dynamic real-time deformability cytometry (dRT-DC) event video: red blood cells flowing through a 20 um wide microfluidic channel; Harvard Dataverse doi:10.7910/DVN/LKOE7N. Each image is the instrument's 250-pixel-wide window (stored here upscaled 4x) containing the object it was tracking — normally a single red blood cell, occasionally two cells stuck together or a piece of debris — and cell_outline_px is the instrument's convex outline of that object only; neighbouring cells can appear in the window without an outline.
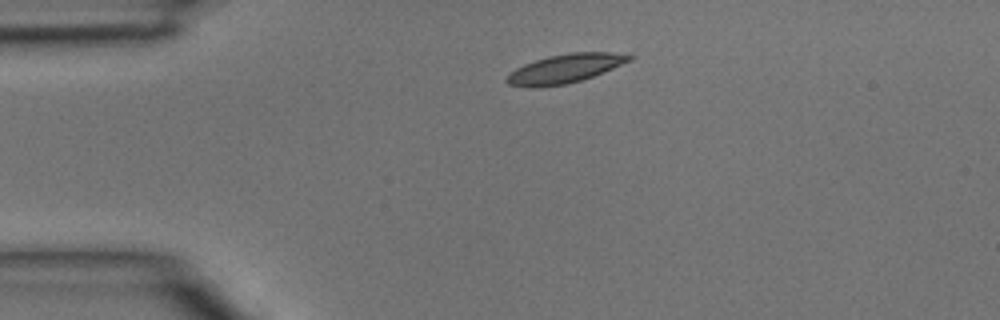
{"species": "common noctule bat (a hibernating species)", "species_latin": "Nyctalus noctula", "temperature_condition": "room temperature", "stored_images_in_passage": 3, "camera_frame_rate_fps": 3000, "um_per_image_px": 0.085, "animal": {"sex": "male", "body_mass_g": 15.6}, "frame": {"image": 1, "passage_image": 1, "time_ms": 0.0, "image_size_px": [1000, 320], "cell_outline_px": [[636, 56], [632, 60], [604, 72], [580, 80], [564, 84], [536, 88], [532, 88], [508, 84], [504, 80], [516, 68], [524, 64], [548, 56], [572, 52], [608, 52]], "centroid_in_image_um": [48.03, 5.83], "position_along_channel_um": 37.0, "area_um2": 20.46}}